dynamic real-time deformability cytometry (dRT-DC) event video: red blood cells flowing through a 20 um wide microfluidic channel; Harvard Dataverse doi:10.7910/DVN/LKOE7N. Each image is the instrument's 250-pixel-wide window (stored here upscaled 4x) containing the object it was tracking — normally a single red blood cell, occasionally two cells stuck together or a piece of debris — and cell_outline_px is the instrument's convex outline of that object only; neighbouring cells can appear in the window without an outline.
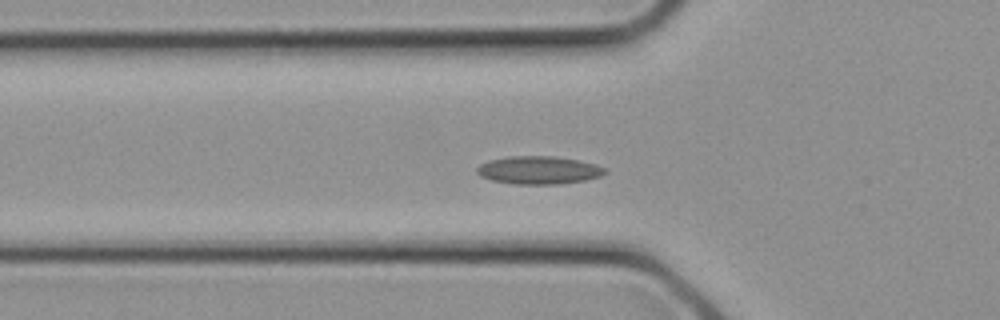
{"species": "common noctule bat (a hibernating species)", "species_latin": "Nyctalus noctula", "temperature_condition": "cold", "stored_images_in_passage": 11, "camera_frame_rate_fps": 3000, "um_per_image_px": 0.085, "animal": {"sex": "female", "body_mass_g": 21.9}, "frame": {"image": 1, "passage_image": 7, "time_ms": 2.0, "image_size_px": [1000, 320], "cell_outline_px": [[608, 172], [600, 176], [584, 180], [560, 184], [516, 184], [492, 180], [480, 176], [476, 172], [476, 168], [480, 164], [488, 160], [508, 156], [552, 156], [576, 160], [596, 164], [608, 168]], "centroid_in_image_um": [45.79, 14.46], "position_along_channel_um": 80.0, "area_um2": 20.92}}
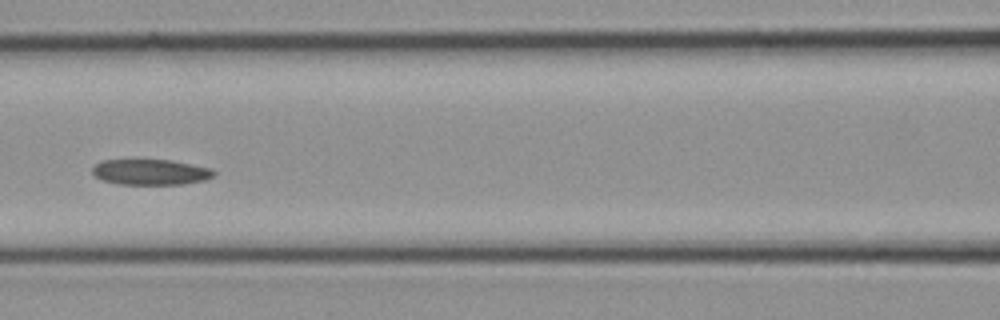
{"frame": {"image": 2, "passage_image": 10, "time_ms": 3.0, "image_size_px": [1000, 320], "cell_outline_px": [[216, 176], [204, 180], [184, 184], [116, 184], [100, 180], [92, 172], [92, 168], [100, 160], [172, 160], [212, 168], [216, 172]], "centroid_in_image_um": [12.82, 14.63], "position_along_channel_um": 153.8, "area_um2": 18.32}}